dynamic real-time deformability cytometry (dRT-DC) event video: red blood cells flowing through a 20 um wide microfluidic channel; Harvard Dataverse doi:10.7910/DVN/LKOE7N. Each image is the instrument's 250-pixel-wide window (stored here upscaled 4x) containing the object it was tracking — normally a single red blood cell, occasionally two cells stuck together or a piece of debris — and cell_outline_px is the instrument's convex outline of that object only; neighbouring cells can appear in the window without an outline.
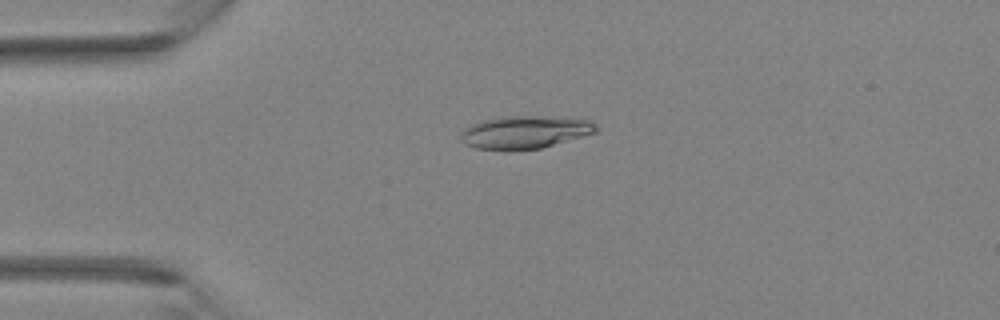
{"species": "Egyptian fruit bat (a non-hibernating species)", "species_latin": "Rousettus aegyptiacus", "temperature_condition": "room temperature", "stored_images_in_passage": 4, "camera_frame_rate_fps": 3000, "um_per_image_px": 0.085, "animal": {"sex": "female"}, "frame": {"image": 1, "passage_image": 3, "time_ms": 0.667, "image_size_px": [1000, 320], "cell_outline_px": [[600, 128], [596, 132], [584, 136], [540, 148], [476, 148], [464, 144], [460, 140], [460, 132], [464, 128], [480, 120], [504, 116], [536, 116], [588, 120], [596, 124]], "centroid_in_image_um": [44.59, 11.21], "position_along_channel_um": 40.4, "area_um2": 25.32}}